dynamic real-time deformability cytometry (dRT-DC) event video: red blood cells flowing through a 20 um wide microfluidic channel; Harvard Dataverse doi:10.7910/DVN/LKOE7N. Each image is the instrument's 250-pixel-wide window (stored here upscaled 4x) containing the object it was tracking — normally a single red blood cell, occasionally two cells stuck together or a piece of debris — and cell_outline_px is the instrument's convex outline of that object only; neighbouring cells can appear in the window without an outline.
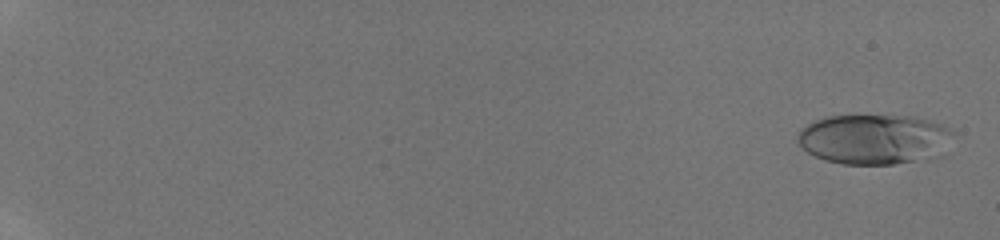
{"species": "human", "species_latin": "Homo sapiens", "temperature_condition": "room temperature", "stored_images_in_passage": 17, "camera_frame_rate_fps": 3000, "um_per_image_px": 0.085, "donor": {"sex": "male"}, "frame": {"image": 1, "passage_image": 1, "time_ms": 0.0, "image_size_px": [1000, 240], "cell_outline_px": [[956, 132], [948, 156], [928, 160], [892, 164], [844, 164], [824, 160], [808, 152], [796, 140], [796, 136], [800, 128], [824, 116], [912, 116], [944, 124]], "centroid_in_image_um": [74.46, 11.85], "position_along_channel_um": 10.5, "area_um2": 46.7}}
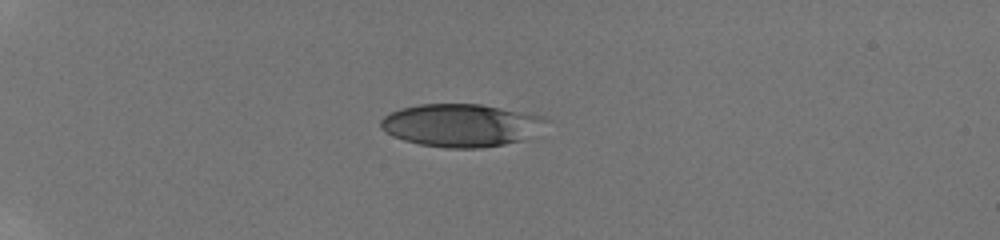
{"frame": {"image": 2, "passage_image": 13, "time_ms": 5.0, "image_size_px": [1000, 240], "cell_outline_px": [[548, 120], [520, 140], [504, 144], [480, 148], [444, 148], [420, 144], [404, 140], [392, 136], [380, 128], [380, 120], [384, 116], [400, 108], [420, 104], [480, 104], [544, 116]], "centroid_in_image_um": [39.08, 10.64], "position_along_channel_um": 45.9, "area_um2": 40.63}}
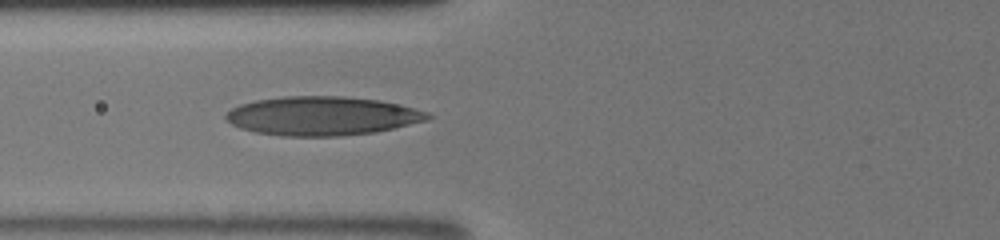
{"frame": {"image": 3, "passage_image": 17, "time_ms": 7.667, "image_size_px": [1000, 240], "cell_outline_px": [[432, 116], [428, 120], [376, 132], [340, 136], [284, 136], [256, 132], [240, 128], [232, 124], [224, 116], [232, 108], [240, 104], [256, 100], [284, 96], [340, 96], [380, 100], [428, 112]], "centroid_in_image_um": [27.38, 9.85], "position_along_channel_um": 98.4, "area_um2": 45.55}}